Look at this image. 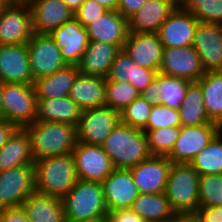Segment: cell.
<instances>
[{"mask_svg": "<svg viewBox=\"0 0 222 222\" xmlns=\"http://www.w3.org/2000/svg\"><path fill=\"white\" fill-rule=\"evenodd\" d=\"M114 168L130 169L152 156L146 133L119 122L102 145Z\"/></svg>", "mask_w": 222, "mask_h": 222, "instance_id": "6da1fadb", "label": "cell"}, {"mask_svg": "<svg viewBox=\"0 0 222 222\" xmlns=\"http://www.w3.org/2000/svg\"><path fill=\"white\" fill-rule=\"evenodd\" d=\"M65 220L100 222L108 215L102 183L78 179L62 199Z\"/></svg>", "mask_w": 222, "mask_h": 222, "instance_id": "7a4b0ae2", "label": "cell"}, {"mask_svg": "<svg viewBox=\"0 0 222 222\" xmlns=\"http://www.w3.org/2000/svg\"><path fill=\"white\" fill-rule=\"evenodd\" d=\"M34 178L37 193L62 199L78 180L72 153L35 161Z\"/></svg>", "mask_w": 222, "mask_h": 222, "instance_id": "3957f363", "label": "cell"}, {"mask_svg": "<svg viewBox=\"0 0 222 222\" xmlns=\"http://www.w3.org/2000/svg\"><path fill=\"white\" fill-rule=\"evenodd\" d=\"M31 140L34 162L43 158L72 153L76 127L59 122H37L25 127Z\"/></svg>", "mask_w": 222, "mask_h": 222, "instance_id": "277c9868", "label": "cell"}, {"mask_svg": "<svg viewBox=\"0 0 222 222\" xmlns=\"http://www.w3.org/2000/svg\"><path fill=\"white\" fill-rule=\"evenodd\" d=\"M199 176L190 164L172 163L164 194L175 213L197 212Z\"/></svg>", "mask_w": 222, "mask_h": 222, "instance_id": "5b68a950", "label": "cell"}, {"mask_svg": "<svg viewBox=\"0 0 222 222\" xmlns=\"http://www.w3.org/2000/svg\"><path fill=\"white\" fill-rule=\"evenodd\" d=\"M37 99L33 84L3 83L2 116L19 128L36 120Z\"/></svg>", "mask_w": 222, "mask_h": 222, "instance_id": "8992f818", "label": "cell"}, {"mask_svg": "<svg viewBox=\"0 0 222 222\" xmlns=\"http://www.w3.org/2000/svg\"><path fill=\"white\" fill-rule=\"evenodd\" d=\"M120 122V112L107 105L82 110L76 126L79 142L102 146Z\"/></svg>", "mask_w": 222, "mask_h": 222, "instance_id": "52a82bcc", "label": "cell"}, {"mask_svg": "<svg viewBox=\"0 0 222 222\" xmlns=\"http://www.w3.org/2000/svg\"><path fill=\"white\" fill-rule=\"evenodd\" d=\"M28 59L33 80L64 69L67 63L50 34H37L27 43Z\"/></svg>", "mask_w": 222, "mask_h": 222, "instance_id": "ba28073f", "label": "cell"}, {"mask_svg": "<svg viewBox=\"0 0 222 222\" xmlns=\"http://www.w3.org/2000/svg\"><path fill=\"white\" fill-rule=\"evenodd\" d=\"M33 35L29 3L12 2L0 12V45L27 44Z\"/></svg>", "mask_w": 222, "mask_h": 222, "instance_id": "9c48e42d", "label": "cell"}, {"mask_svg": "<svg viewBox=\"0 0 222 222\" xmlns=\"http://www.w3.org/2000/svg\"><path fill=\"white\" fill-rule=\"evenodd\" d=\"M77 179L102 183L115 169L102 146L76 142L72 150Z\"/></svg>", "mask_w": 222, "mask_h": 222, "instance_id": "30bf717a", "label": "cell"}, {"mask_svg": "<svg viewBox=\"0 0 222 222\" xmlns=\"http://www.w3.org/2000/svg\"><path fill=\"white\" fill-rule=\"evenodd\" d=\"M35 192L34 165L0 171V208L19 207Z\"/></svg>", "mask_w": 222, "mask_h": 222, "instance_id": "8fae6325", "label": "cell"}, {"mask_svg": "<svg viewBox=\"0 0 222 222\" xmlns=\"http://www.w3.org/2000/svg\"><path fill=\"white\" fill-rule=\"evenodd\" d=\"M218 133L219 127L215 122L197 126H180L179 137L167 157L172 163L190 164Z\"/></svg>", "mask_w": 222, "mask_h": 222, "instance_id": "7c38bea8", "label": "cell"}, {"mask_svg": "<svg viewBox=\"0 0 222 222\" xmlns=\"http://www.w3.org/2000/svg\"><path fill=\"white\" fill-rule=\"evenodd\" d=\"M158 73L197 82L206 72L192 45L164 48Z\"/></svg>", "mask_w": 222, "mask_h": 222, "instance_id": "4fadbf2b", "label": "cell"}, {"mask_svg": "<svg viewBox=\"0 0 222 222\" xmlns=\"http://www.w3.org/2000/svg\"><path fill=\"white\" fill-rule=\"evenodd\" d=\"M197 25V18L178 5L161 24L157 34L164 48L192 46Z\"/></svg>", "mask_w": 222, "mask_h": 222, "instance_id": "5bb4252c", "label": "cell"}, {"mask_svg": "<svg viewBox=\"0 0 222 222\" xmlns=\"http://www.w3.org/2000/svg\"><path fill=\"white\" fill-rule=\"evenodd\" d=\"M193 47L205 72L222 71V24L198 21Z\"/></svg>", "mask_w": 222, "mask_h": 222, "instance_id": "9a60e30c", "label": "cell"}, {"mask_svg": "<svg viewBox=\"0 0 222 222\" xmlns=\"http://www.w3.org/2000/svg\"><path fill=\"white\" fill-rule=\"evenodd\" d=\"M171 165L167 156L152 155L130 168L139 193H164Z\"/></svg>", "mask_w": 222, "mask_h": 222, "instance_id": "2e32d148", "label": "cell"}, {"mask_svg": "<svg viewBox=\"0 0 222 222\" xmlns=\"http://www.w3.org/2000/svg\"><path fill=\"white\" fill-rule=\"evenodd\" d=\"M108 212L130 209L139 195L130 169H114L102 182Z\"/></svg>", "mask_w": 222, "mask_h": 222, "instance_id": "e0dca14e", "label": "cell"}, {"mask_svg": "<svg viewBox=\"0 0 222 222\" xmlns=\"http://www.w3.org/2000/svg\"><path fill=\"white\" fill-rule=\"evenodd\" d=\"M123 50L139 66L159 71L164 47L157 33H130Z\"/></svg>", "mask_w": 222, "mask_h": 222, "instance_id": "ac0fdd59", "label": "cell"}, {"mask_svg": "<svg viewBox=\"0 0 222 222\" xmlns=\"http://www.w3.org/2000/svg\"><path fill=\"white\" fill-rule=\"evenodd\" d=\"M67 65H78L89 44L87 29L75 18L50 33Z\"/></svg>", "mask_w": 222, "mask_h": 222, "instance_id": "d6986e66", "label": "cell"}, {"mask_svg": "<svg viewBox=\"0 0 222 222\" xmlns=\"http://www.w3.org/2000/svg\"><path fill=\"white\" fill-rule=\"evenodd\" d=\"M0 81L33 84L27 44L0 45Z\"/></svg>", "mask_w": 222, "mask_h": 222, "instance_id": "ffe728a7", "label": "cell"}, {"mask_svg": "<svg viewBox=\"0 0 222 222\" xmlns=\"http://www.w3.org/2000/svg\"><path fill=\"white\" fill-rule=\"evenodd\" d=\"M34 33L50 34L74 18V12L62 0H30Z\"/></svg>", "mask_w": 222, "mask_h": 222, "instance_id": "44dd1931", "label": "cell"}, {"mask_svg": "<svg viewBox=\"0 0 222 222\" xmlns=\"http://www.w3.org/2000/svg\"><path fill=\"white\" fill-rule=\"evenodd\" d=\"M179 5V0H147L128 18L130 33H157L161 24Z\"/></svg>", "mask_w": 222, "mask_h": 222, "instance_id": "7402d4cb", "label": "cell"}, {"mask_svg": "<svg viewBox=\"0 0 222 222\" xmlns=\"http://www.w3.org/2000/svg\"><path fill=\"white\" fill-rule=\"evenodd\" d=\"M89 41L105 42L121 50L129 34L128 19L117 10H108L86 27Z\"/></svg>", "mask_w": 222, "mask_h": 222, "instance_id": "603a6c76", "label": "cell"}, {"mask_svg": "<svg viewBox=\"0 0 222 222\" xmlns=\"http://www.w3.org/2000/svg\"><path fill=\"white\" fill-rule=\"evenodd\" d=\"M121 49L105 42L89 41V44L77 65L78 71L85 75L106 78L112 63Z\"/></svg>", "mask_w": 222, "mask_h": 222, "instance_id": "cb8c5ba5", "label": "cell"}, {"mask_svg": "<svg viewBox=\"0 0 222 222\" xmlns=\"http://www.w3.org/2000/svg\"><path fill=\"white\" fill-rule=\"evenodd\" d=\"M106 78L78 73L70 89L69 97L81 110L106 105Z\"/></svg>", "mask_w": 222, "mask_h": 222, "instance_id": "d4e9b609", "label": "cell"}, {"mask_svg": "<svg viewBox=\"0 0 222 222\" xmlns=\"http://www.w3.org/2000/svg\"><path fill=\"white\" fill-rule=\"evenodd\" d=\"M37 122H59L77 126L82 110L69 97L62 98H36Z\"/></svg>", "mask_w": 222, "mask_h": 222, "instance_id": "484cf974", "label": "cell"}, {"mask_svg": "<svg viewBox=\"0 0 222 222\" xmlns=\"http://www.w3.org/2000/svg\"><path fill=\"white\" fill-rule=\"evenodd\" d=\"M190 81L157 73L147 95L158 104L179 110Z\"/></svg>", "mask_w": 222, "mask_h": 222, "instance_id": "4316f807", "label": "cell"}, {"mask_svg": "<svg viewBox=\"0 0 222 222\" xmlns=\"http://www.w3.org/2000/svg\"><path fill=\"white\" fill-rule=\"evenodd\" d=\"M34 165L31 140L25 128H19L0 149V171Z\"/></svg>", "mask_w": 222, "mask_h": 222, "instance_id": "83f0119b", "label": "cell"}, {"mask_svg": "<svg viewBox=\"0 0 222 222\" xmlns=\"http://www.w3.org/2000/svg\"><path fill=\"white\" fill-rule=\"evenodd\" d=\"M30 222H64L62 200L36 191L22 203Z\"/></svg>", "mask_w": 222, "mask_h": 222, "instance_id": "f1b7e54d", "label": "cell"}, {"mask_svg": "<svg viewBox=\"0 0 222 222\" xmlns=\"http://www.w3.org/2000/svg\"><path fill=\"white\" fill-rule=\"evenodd\" d=\"M78 73L76 65H67L60 71L34 80L33 87L36 98L52 99L69 96Z\"/></svg>", "mask_w": 222, "mask_h": 222, "instance_id": "f546056e", "label": "cell"}, {"mask_svg": "<svg viewBox=\"0 0 222 222\" xmlns=\"http://www.w3.org/2000/svg\"><path fill=\"white\" fill-rule=\"evenodd\" d=\"M130 209L146 222H169L175 215L164 193H139Z\"/></svg>", "mask_w": 222, "mask_h": 222, "instance_id": "4dcf8cb0", "label": "cell"}, {"mask_svg": "<svg viewBox=\"0 0 222 222\" xmlns=\"http://www.w3.org/2000/svg\"><path fill=\"white\" fill-rule=\"evenodd\" d=\"M197 83L202 89L207 116L219 124L222 121V71H208Z\"/></svg>", "mask_w": 222, "mask_h": 222, "instance_id": "1f68e13d", "label": "cell"}, {"mask_svg": "<svg viewBox=\"0 0 222 222\" xmlns=\"http://www.w3.org/2000/svg\"><path fill=\"white\" fill-rule=\"evenodd\" d=\"M181 126H197L212 123L206 114L201 86L190 82L179 108Z\"/></svg>", "mask_w": 222, "mask_h": 222, "instance_id": "d6a6232c", "label": "cell"}, {"mask_svg": "<svg viewBox=\"0 0 222 222\" xmlns=\"http://www.w3.org/2000/svg\"><path fill=\"white\" fill-rule=\"evenodd\" d=\"M200 176L222 174V133H218L191 161Z\"/></svg>", "mask_w": 222, "mask_h": 222, "instance_id": "836d02e7", "label": "cell"}, {"mask_svg": "<svg viewBox=\"0 0 222 222\" xmlns=\"http://www.w3.org/2000/svg\"><path fill=\"white\" fill-rule=\"evenodd\" d=\"M154 102L147 94H141L120 111V122L143 130L149 120Z\"/></svg>", "mask_w": 222, "mask_h": 222, "instance_id": "e575fe53", "label": "cell"}, {"mask_svg": "<svg viewBox=\"0 0 222 222\" xmlns=\"http://www.w3.org/2000/svg\"><path fill=\"white\" fill-rule=\"evenodd\" d=\"M179 5L200 22L222 24V0H179Z\"/></svg>", "mask_w": 222, "mask_h": 222, "instance_id": "d590c367", "label": "cell"}, {"mask_svg": "<svg viewBox=\"0 0 222 222\" xmlns=\"http://www.w3.org/2000/svg\"><path fill=\"white\" fill-rule=\"evenodd\" d=\"M140 95L141 93L128 82L106 80V105L119 112Z\"/></svg>", "mask_w": 222, "mask_h": 222, "instance_id": "8d00e7d4", "label": "cell"}, {"mask_svg": "<svg viewBox=\"0 0 222 222\" xmlns=\"http://www.w3.org/2000/svg\"><path fill=\"white\" fill-rule=\"evenodd\" d=\"M143 131L146 133L152 155L168 156L179 137L180 127H164Z\"/></svg>", "mask_w": 222, "mask_h": 222, "instance_id": "74e56055", "label": "cell"}, {"mask_svg": "<svg viewBox=\"0 0 222 222\" xmlns=\"http://www.w3.org/2000/svg\"><path fill=\"white\" fill-rule=\"evenodd\" d=\"M222 206V174L199 176V207Z\"/></svg>", "mask_w": 222, "mask_h": 222, "instance_id": "f35d334b", "label": "cell"}, {"mask_svg": "<svg viewBox=\"0 0 222 222\" xmlns=\"http://www.w3.org/2000/svg\"><path fill=\"white\" fill-rule=\"evenodd\" d=\"M181 120L179 110L158 104L156 101L152 105L146 127L143 130H154L164 127H180Z\"/></svg>", "mask_w": 222, "mask_h": 222, "instance_id": "ab89813d", "label": "cell"}, {"mask_svg": "<svg viewBox=\"0 0 222 222\" xmlns=\"http://www.w3.org/2000/svg\"><path fill=\"white\" fill-rule=\"evenodd\" d=\"M133 74L134 61L122 49L112 63L106 80L130 83L133 81Z\"/></svg>", "mask_w": 222, "mask_h": 222, "instance_id": "60d3db41", "label": "cell"}, {"mask_svg": "<svg viewBox=\"0 0 222 222\" xmlns=\"http://www.w3.org/2000/svg\"><path fill=\"white\" fill-rule=\"evenodd\" d=\"M106 11H108V9L97 3L95 0H86L74 13V18L86 28Z\"/></svg>", "mask_w": 222, "mask_h": 222, "instance_id": "b9f144b4", "label": "cell"}, {"mask_svg": "<svg viewBox=\"0 0 222 222\" xmlns=\"http://www.w3.org/2000/svg\"><path fill=\"white\" fill-rule=\"evenodd\" d=\"M158 72L137 65L134 62L133 81L130 82L141 94H147Z\"/></svg>", "mask_w": 222, "mask_h": 222, "instance_id": "7bdbcfd3", "label": "cell"}, {"mask_svg": "<svg viewBox=\"0 0 222 222\" xmlns=\"http://www.w3.org/2000/svg\"><path fill=\"white\" fill-rule=\"evenodd\" d=\"M0 221L1 222H30L22 206L0 208Z\"/></svg>", "mask_w": 222, "mask_h": 222, "instance_id": "ee69618b", "label": "cell"}, {"mask_svg": "<svg viewBox=\"0 0 222 222\" xmlns=\"http://www.w3.org/2000/svg\"><path fill=\"white\" fill-rule=\"evenodd\" d=\"M105 220L106 222H146L131 209H122L109 212Z\"/></svg>", "mask_w": 222, "mask_h": 222, "instance_id": "f6af8a7d", "label": "cell"}, {"mask_svg": "<svg viewBox=\"0 0 222 222\" xmlns=\"http://www.w3.org/2000/svg\"><path fill=\"white\" fill-rule=\"evenodd\" d=\"M147 0H119L117 11L127 19L137 12Z\"/></svg>", "mask_w": 222, "mask_h": 222, "instance_id": "bcb514c9", "label": "cell"}, {"mask_svg": "<svg viewBox=\"0 0 222 222\" xmlns=\"http://www.w3.org/2000/svg\"><path fill=\"white\" fill-rule=\"evenodd\" d=\"M197 213L202 222H222V206L199 207Z\"/></svg>", "mask_w": 222, "mask_h": 222, "instance_id": "7dc6e473", "label": "cell"}, {"mask_svg": "<svg viewBox=\"0 0 222 222\" xmlns=\"http://www.w3.org/2000/svg\"><path fill=\"white\" fill-rule=\"evenodd\" d=\"M19 127L7 120L0 119V149L7 143Z\"/></svg>", "mask_w": 222, "mask_h": 222, "instance_id": "c3c4849f", "label": "cell"}, {"mask_svg": "<svg viewBox=\"0 0 222 222\" xmlns=\"http://www.w3.org/2000/svg\"><path fill=\"white\" fill-rule=\"evenodd\" d=\"M169 222H202L197 212L175 213Z\"/></svg>", "mask_w": 222, "mask_h": 222, "instance_id": "681fc988", "label": "cell"}, {"mask_svg": "<svg viewBox=\"0 0 222 222\" xmlns=\"http://www.w3.org/2000/svg\"><path fill=\"white\" fill-rule=\"evenodd\" d=\"M100 5L104 6L108 10H117V4L119 0H95Z\"/></svg>", "mask_w": 222, "mask_h": 222, "instance_id": "f907efd6", "label": "cell"}, {"mask_svg": "<svg viewBox=\"0 0 222 222\" xmlns=\"http://www.w3.org/2000/svg\"><path fill=\"white\" fill-rule=\"evenodd\" d=\"M74 13L86 0H62Z\"/></svg>", "mask_w": 222, "mask_h": 222, "instance_id": "816d5d0a", "label": "cell"}, {"mask_svg": "<svg viewBox=\"0 0 222 222\" xmlns=\"http://www.w3.org/2000/svg\"><path fill=\"white\" fill-rule=\"evenodd\" d=\"M11 3V0H0V12L5 10Z\"/></svg>", "mask_w": 222, "mask_h": 222, "instance_id": "f5cc1de1", "label": "cell"}, {"mask_svg": "<svg viewBox=\"0 0 222 222\" xmlns=\"http://www.w3.org/2000/svg\"><path fill=\"white\" fill-rule=\"evenodd\" d=\"M3 83L0 81V117L2 116Z\"/></svg>", "mask_w": 222, "mask_h": 222, "instance_id": "db71d44e", "label": "cell"}, {"mask_svg": "<svg viewBox=\"0 0 222 222\" xmlns=\"http://www.w3.org/2000/svg\"><path fill=\"white\" fill-rule=\"evenodd\" d=\"M12 2H29L30 0H11Z\"/></svg>", "mask_w": 222, "mask_h": 222, "instance_id": "11a10c76", "label": "cell"}, {"mask_svg": "<svg viewBox=\"0 0 222 222\" xmlns=\"http://www.w3.org/2000/svg\"><path fill=\"white\" fill-rule=\"evenodd\" d=\"M219 127V133H222V121L218 124Z\"/></svg>", "mask_w": 222, "mask_h": 222, "instance_id": "9f6ffc18", "label": "cell"}, {"mask_svg": "<svg viewBox=\"0 0 222 222\" xmlns=\"http://www.w3.org/2000/svg\"><path fill=\"white\" fill-rule=\"evenodd\" d=\"M64 222H76V221H71V220H64Z\"/></svg>", "mask_w": 222, "mask_h": 222, "instance_id": "6f0895ef", "label": "cell"}]
</instances>
